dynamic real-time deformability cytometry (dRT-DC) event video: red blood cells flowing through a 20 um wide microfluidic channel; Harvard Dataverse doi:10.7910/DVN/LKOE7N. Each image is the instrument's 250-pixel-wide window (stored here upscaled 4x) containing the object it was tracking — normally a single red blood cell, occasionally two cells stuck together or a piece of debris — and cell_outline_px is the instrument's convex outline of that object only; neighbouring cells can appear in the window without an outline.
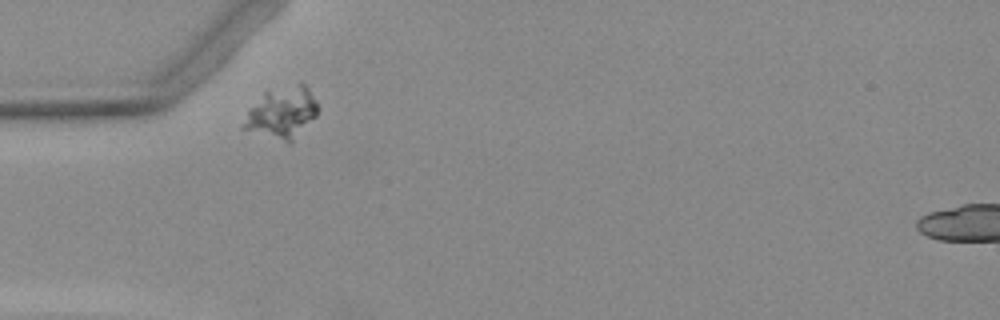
{"species": "Egyptian fruit bat (a non-hibernating species)", "species_latin": "Rousettus aegyptiacus", "temperature_condition": "warm", "stored_images_in_passage": 2, "camera_frame_rate_fps": 3000, "um_per_image_px": 0.085, "animal": {"sex": "female"}, "frame": {"image": 1, "passage_image": 1, "time_ms": 0.0, "image_size_px": [1000, 320], "cell_outline_px": [[320, 108], [316, 116], [292, 144], [288, 144], [240, 128], [248, 112], [264, 92], [300, 80], [308, 88]], "centroid_in_image_um": [24.01, 9.59], "position_along_channel_um": 61.0, "area_um2": 22.66}}
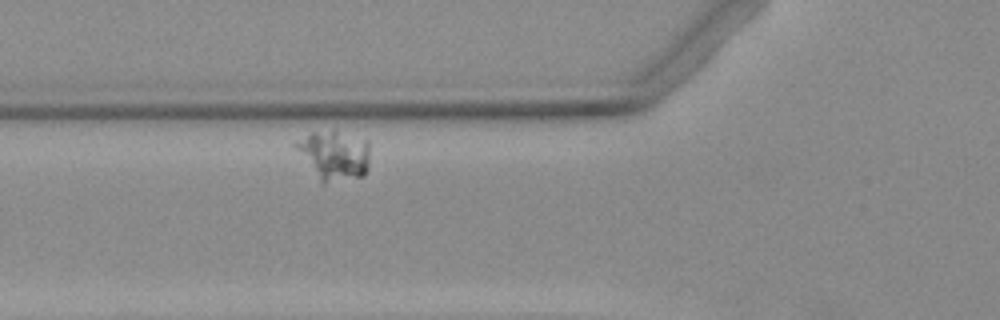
{"frame": {"image": 2, "passage_image": 2, "time_ms": 1.333, "image_size_px": [1000, 320], "cell_outline_px": [[368, 168], [364, 176], [324, 184], [320, 184], [292, 144], [308, 132], [336, 128], [368, 140]], "centroid_in_image_um": [28.37, 13.16], "position_along_channel_um": 97.4, "area_um2": 22.25}}